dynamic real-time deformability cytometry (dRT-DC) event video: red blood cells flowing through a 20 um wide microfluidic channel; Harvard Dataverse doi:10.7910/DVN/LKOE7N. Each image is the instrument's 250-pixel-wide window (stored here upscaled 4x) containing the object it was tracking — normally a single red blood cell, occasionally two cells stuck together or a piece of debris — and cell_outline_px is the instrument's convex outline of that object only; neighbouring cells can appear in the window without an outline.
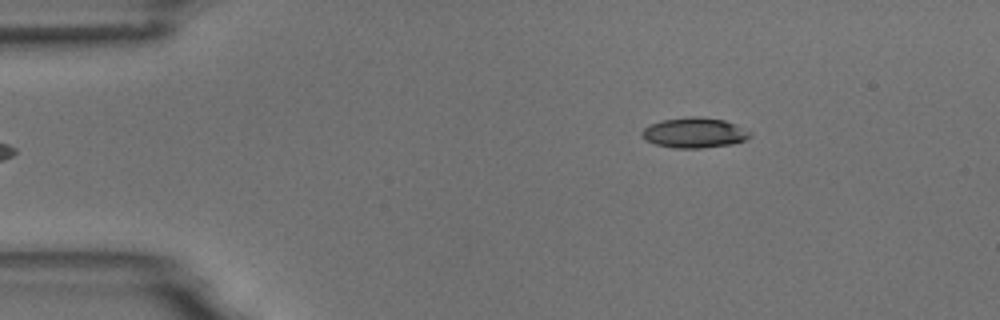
{"species": "common noctule bat (a hibernating species)", "species_latin": "Nyctalus noctula", "temperature_condition": "room temperature", "stored_images_in_passage": 3, "camera_frame_rate_fps": 3000, "um_per_image_px": 0.085, "animal": {"sex": "male", "body_mass_g": 18.8}, "frame": {"image": 1, "passage_image": 3, "time_ms": 2.333, "image_size_px": [1000, 320], "cell_outline_px": [[752, 136], [744, 140], [732, 144], [700, 148], [676, 148], [656, 144], [644, 140], [640, 136], [640, 132], [648, 124], [660, 120], [688, 116], [700, 116], [724, 120], [736, 124], [752, 132]], "centroid_in_image_um": [58.99, 11.27], "position_along_channel_um": 26.0, "area_um2": 19.36}}